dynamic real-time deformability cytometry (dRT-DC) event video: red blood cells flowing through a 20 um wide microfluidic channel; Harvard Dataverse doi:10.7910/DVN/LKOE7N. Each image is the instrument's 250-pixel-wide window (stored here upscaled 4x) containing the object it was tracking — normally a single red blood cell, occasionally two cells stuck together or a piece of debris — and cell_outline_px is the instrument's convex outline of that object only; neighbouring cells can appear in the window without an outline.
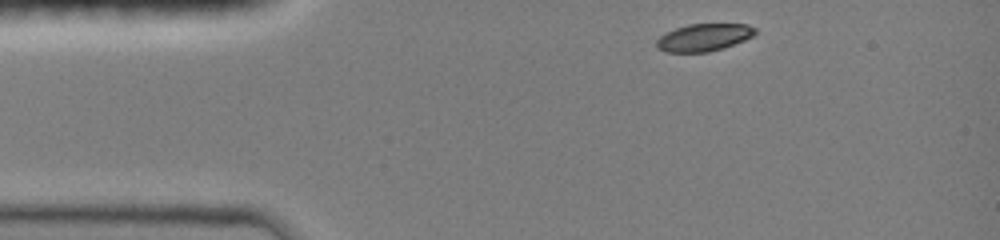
{"species": "common noctule bat (a hibernating species)", "species_latin": "Nyctalus noctula", "temperature_condition": "room temperature", "stored_images_in_passage": 18, "camera_frame_rate_fps": 3000, "um_per_image_px": 0.085, "animal": {"sex": "female", "body_mass_g": 19.0, "forearm_length_mm": 51.5}, "frame": {"image": 1, "passage_image": 1, "time_ms": 0.0, "image_size_px": [1000, 240], "cell_outline_px": [[756, 32], [752, 36], [744, 40], [724, 48], [708, 52], [664, 52], [656, 48], [656, 40], [660, 36], [676, 28], [688, 24], [748, 24], [756, 28]], "centroid_in_image_um": [59.82, 3.18], "position_along_channel_um": 25.2, "area_um2": 15.78}}
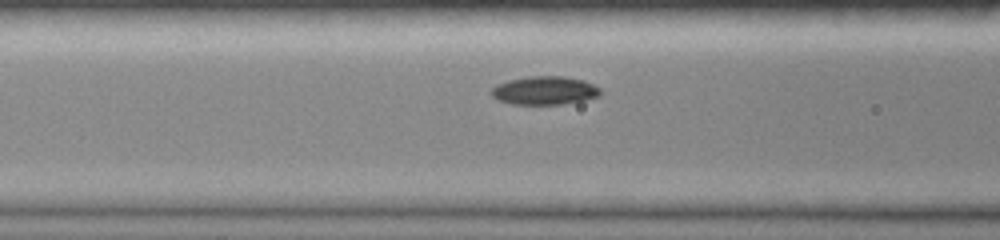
{"frame": {"image": 2, "passage_image": 11, "time_ms": 3.333, "image_size_px": [1000, 240], "cell_outline_px": [[600, 96], [584, 100], [560, 104], [512, 104], [500, 100], [492, 96], [492, 88], [496, 84], [508, 80], [528, 76], [564, 76], [584, 80], [600, 88]], "centroid_in_image_um": [46.3, 7.68], "position_along_channel_um": 120.3, "area_um2": 17.98}}
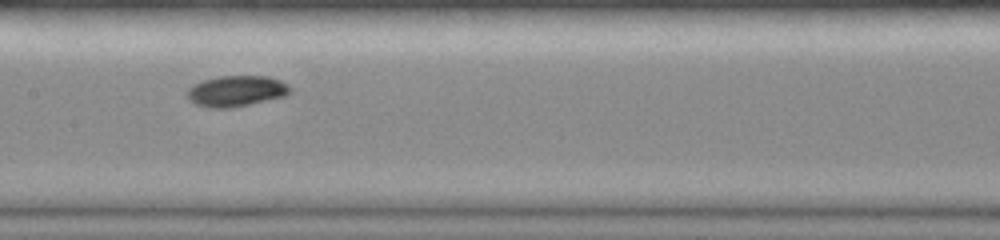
{"frame": {"image": 3, "passage_image": 16, "time_ms": 5.0, "image_size_px": [1000, 240], "cell_outline_px": [[292, 92], [288, 96], [232, 108], [208, 108], [196, 104], [188, 100], [188, 88], [192, 84], [204, 80], [220, 76], [268, 76], [280, 80], [288, 84], [292, 88]], "centroid_in_image_um": [20.13, 7.75], "position_along_channel_um": 187.3, "area_um2": 18.84}}